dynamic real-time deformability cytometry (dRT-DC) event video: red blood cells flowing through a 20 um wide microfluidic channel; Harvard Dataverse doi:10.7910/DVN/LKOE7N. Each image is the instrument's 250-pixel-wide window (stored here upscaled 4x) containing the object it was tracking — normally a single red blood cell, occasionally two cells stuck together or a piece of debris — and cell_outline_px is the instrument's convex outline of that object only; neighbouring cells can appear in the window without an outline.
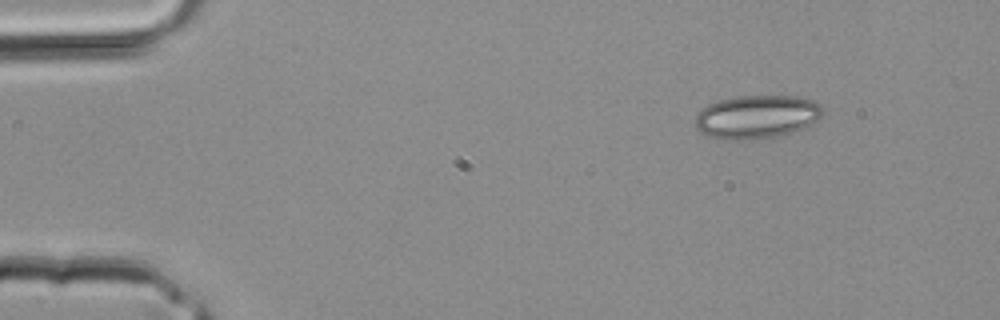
{"species": "common noctule bat (a hibernating species)", "species_latin": "Nyctalus noctula", "temperature_condition": "room temperature", "stored_images_in_passage": 3, "camera_frame_rate_fps": 3000, "um_per_image_px": 0.085, "animal": {"sex": "male", "body_mass_g": 20.4}, "frame": {"image": 1, "passage_image": 1, "time_ms": 0.0, "image_size_px": [1000, 320], "cell_outline_px": [[824, 112], [820, 120], [808, 128], [780, 136], [748, 140], [724, 140], [700, 132], [696, 128], [696, 112], [708, 104], [720, 100], [736, 96], [792, 96], [812, 100], [820, 104], [824, 108]], "centroid_in_image_um": [64.38, 9.94], "position_along_channel_um": 20.6, "area_um2": 32.83}}
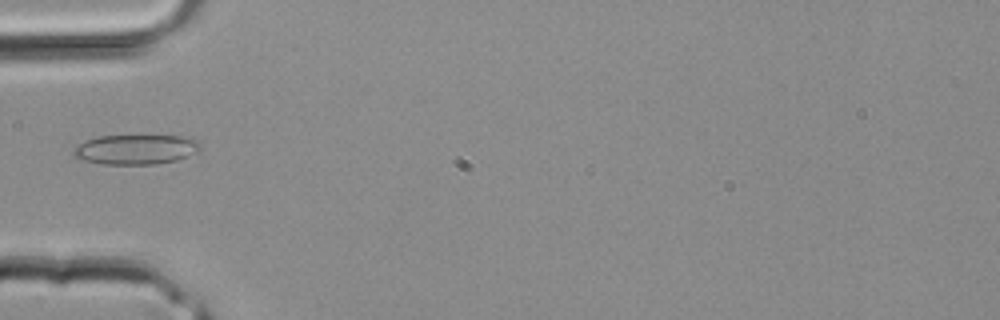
{"frame": {"image": 2, "passage_image": 3, "time_ms": 0.667, "image_size_px": [1000, 320], "cell_outline_px": [[200, 144], [188, 156], [176, 160], [156, 164], [104, 164], [76, 160], [72, 156], [72, 152], [84, 140], [96, 136], [192, 136], [200, 140]], "centroid_in_image_um": [11.48, 12.7], "position_along_channel_um": 73.5, "area_um2": 22.14}}